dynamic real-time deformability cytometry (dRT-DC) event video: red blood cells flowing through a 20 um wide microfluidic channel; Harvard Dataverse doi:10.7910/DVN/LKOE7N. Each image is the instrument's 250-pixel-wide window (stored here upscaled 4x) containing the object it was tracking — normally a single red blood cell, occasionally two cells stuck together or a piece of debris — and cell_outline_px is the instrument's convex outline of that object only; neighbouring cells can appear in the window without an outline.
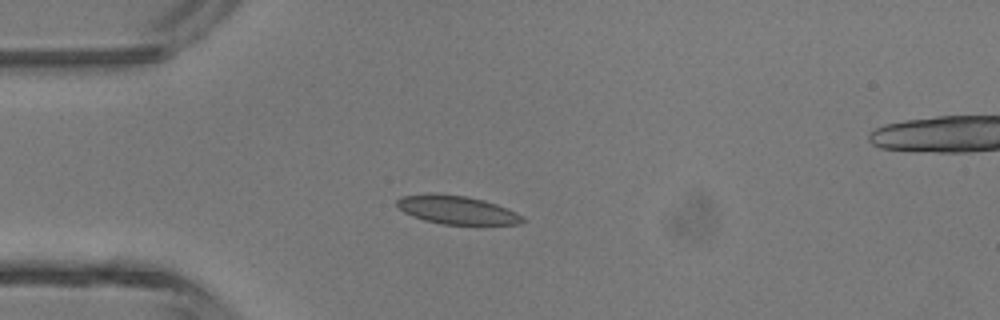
{"species": "common noctule bat (a hibernating species)", "species_latin": "Nyctalus noctula", "temperature_condition": "room temperature", "stored_images_in_passage": 5, "camera_frame_rate_fps": 3000, "um_per_image_px": 0.085, "animal": {"sex": "male", "body_mass_g": 13.3}, "frame": {"image": 1, "passage_image": 3, "time_ms": 0.667, "image_size_px": [1000, 320], "cell_outline_px": [[528, 220], [520, 224], [444, 224], [424, 220], [412, 216], [404, 212], [396, 204], [396, 200], [400, 196], [436, 192], [464, 196], [484, 200], [496, 204], [516, 212], [524, 216]], "centroid_in_image_um": [38.83, 17.83], "position_along_channel_um": 46.2, "area_um2": 20.92}}
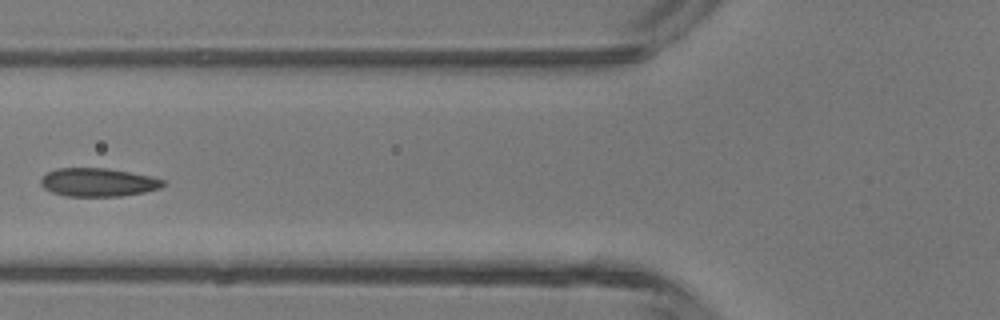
{"frame": {"image": 2, "passage_image": 5, "time_ms": 1.333, "image_size_px": [1000, 320], "cell_outline_px": [[168, 184], [160, 188], [144, 192], [120, 196], [64, 196], [52, 192], [44, 188], [40, 184], [40, 180], [48, 172], [56, 168], [108, 168], [152, 176], [164, 180]], "centroid_in_image_um": [8.36, 15.49], "position_along_channel_um": 117.4, "area_um2": 20.35}}